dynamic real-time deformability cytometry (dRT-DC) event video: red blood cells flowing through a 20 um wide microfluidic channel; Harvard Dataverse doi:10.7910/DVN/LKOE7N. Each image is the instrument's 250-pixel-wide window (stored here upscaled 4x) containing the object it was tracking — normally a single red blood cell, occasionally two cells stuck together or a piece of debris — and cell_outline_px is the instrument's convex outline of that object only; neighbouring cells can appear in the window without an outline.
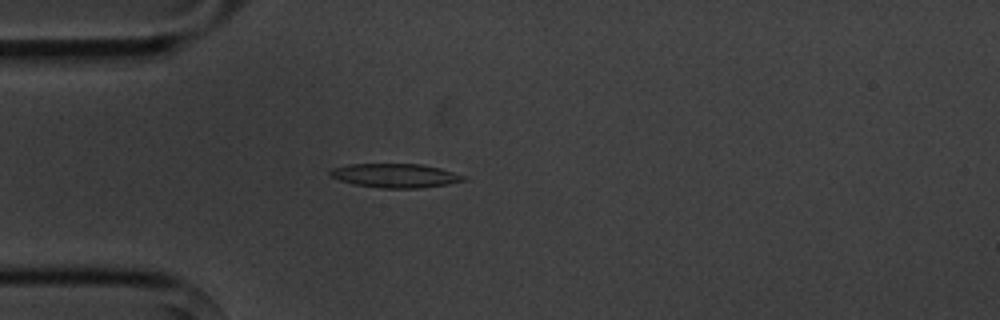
{"species": "common noctule bat (a hibernating species)", "species_latin": "Nyctalus noctula", "temperature_condition": "cold", "stored_images_in_passage": 2, "camera_frame_rate_fps": 3000, "um_per_image_px": 0.085, "animal": {"sex": "male", "body_mass_g": 20.1, "forearm_length_mm": 53.5}, "frame": {"image": 1, "passage_image": 2, "time_ms": 1.333, "image_size_px": [1000, 320], "cell_outline_px": [[468, 180], [448, 184], [420, 188], [380, 188], [352, 184], [328, 176], [328, 172], [332, 168], [348, 164], [420, 164], [440, 168], [464, 176]], "centroid_in_image_um": [33.55, 14.93], "position_along_channel_um": 51.4, "area_um2": 18.73}}